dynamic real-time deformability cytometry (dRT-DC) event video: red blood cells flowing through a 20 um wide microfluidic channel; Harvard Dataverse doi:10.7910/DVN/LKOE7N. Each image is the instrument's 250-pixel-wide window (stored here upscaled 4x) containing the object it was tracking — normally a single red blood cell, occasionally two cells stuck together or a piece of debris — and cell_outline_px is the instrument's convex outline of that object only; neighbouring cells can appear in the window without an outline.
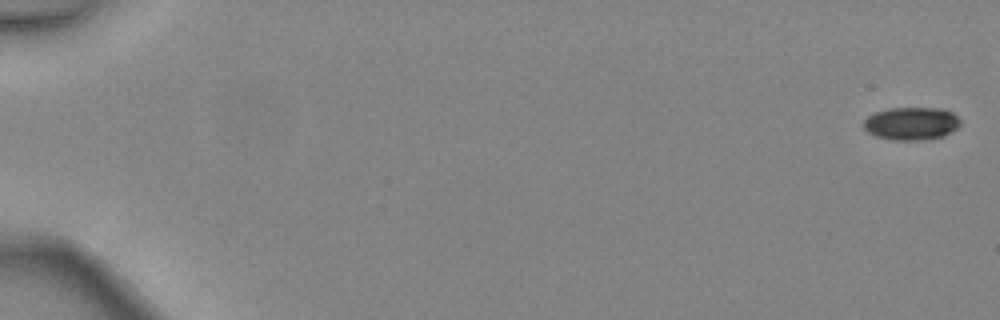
{"species": "common noctule bat (a hibernating species)", "species_latin": "Nyctalus noctula", "temperature_condition": "warm", "stored_images_in_passage": 4, "camera_frame_rate_fps": 3000, "um_per_image_px": 0.085, "animal": {"sex": "female", "body_mass_g": 24.6, "forearm_length_mm": 56.2}, "frame": {"image": 1, "passage_image": 1, "time_ms": 0.0, "image_size_px": [1000, 320], "cell_outline_px": [[960, 124], [956, 128], [944, 136], [920, 140], [892, 140], [876, 136], [868, 132], [864, 128], [864, 120], [868, 116], [876, 112], [888, 108], [940, 108], [952, 112], [960, 120]], "centroid_in_image_um": [77.46, 10.5], "position_along_channel_um": 7.5, "area_um2": 18.44}}